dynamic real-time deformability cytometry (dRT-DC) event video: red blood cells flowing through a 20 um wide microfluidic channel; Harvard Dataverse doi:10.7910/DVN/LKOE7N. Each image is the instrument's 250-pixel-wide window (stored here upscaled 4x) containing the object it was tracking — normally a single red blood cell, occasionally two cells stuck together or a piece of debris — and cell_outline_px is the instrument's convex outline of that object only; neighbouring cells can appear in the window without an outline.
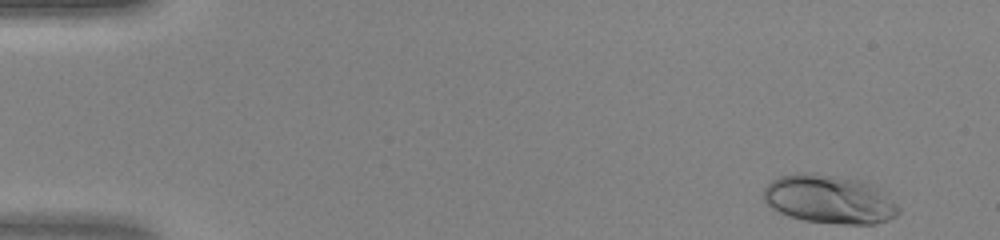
{"species": "human", "species_latin": "Homo sapiens", "temperature_condition": "warm", "stored_images_in_passage": 44, "camera_frame_rate_fps": 3000, "um_per_image_px": 0.085, "donor": {"sex": "female"}, "frame": {"image": 1, "passage_image": 1, "time_ms": 0.0, "image_size_px": [1000, 240], "cell_outline_px": [[900, 212], [896, 216], [888, 220], [876, 224], [840, 224], [804, 220], [788, 216], [772, 208], [764, 200], [764, 188], [772, 180], [780, 176], [804, 172], [812, 172], [860, 180], [888, 192], [900, 208]], "centroid_in_image_um": [70.54, 16.94], "position_along_channel_um": 14.5, "area_um2": 38.49}}
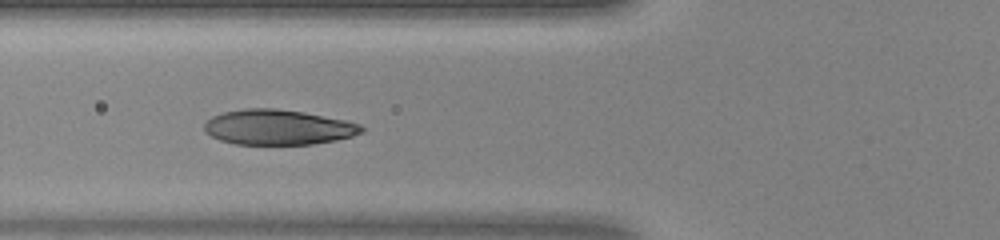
{"frame": {"image": 2, "passage_image": 16, "time_ms": 5.0, "image_size_px": [1000, 240], "cell_outline_px": [[364, 132], [352, 136], [336, 140], [312, 144], [236, 144], [220, 140], [204, 132], [204, 124], [212, 116], [224, 112], [244, 108], [272, 108], [304, 112], [348, 120], [360, 124], [364, 128]], "centroid_in_image_um": [23.66, 10.81], "position_along_channel_um": 102.1, "area_um2": 32.31}}
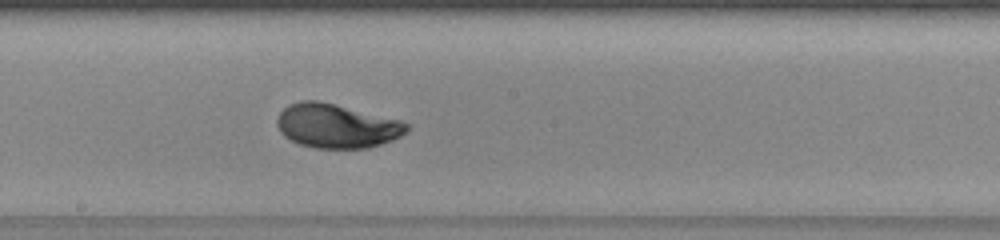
{"frame": {"image": 3, "passage_image": 24, "time_ms": 7.667, "image_size_px": [1000, 240], "cell_outline_px": [[412, 124], [408, 132], [392, 140], [380, 144], [364, 148], [316, 148], [300, 144], [284, 136], [280, 132], [276, 124], [276, 120], [280, 112], [288, 104], [300, 100], [316, 100], [400, 120]], "centroid_in_image_um": [28.61, 10.7], "position_along_channel_um": 219.6, "area_um2": 33.23}}